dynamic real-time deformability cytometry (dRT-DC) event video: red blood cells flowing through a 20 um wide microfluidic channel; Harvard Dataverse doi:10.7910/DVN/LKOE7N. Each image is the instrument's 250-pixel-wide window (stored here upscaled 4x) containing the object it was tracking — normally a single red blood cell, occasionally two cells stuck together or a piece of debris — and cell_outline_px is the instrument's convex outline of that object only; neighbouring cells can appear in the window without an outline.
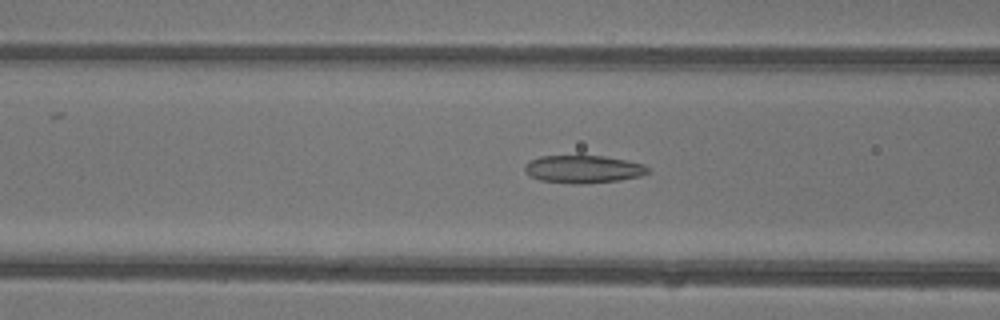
{"species": "common noctule bat (a hibernating species)", "species_latin": "Nyctalus noctula", "temperature_condition": "warm", "stored_images_in_passage": 23, "camera_frame_rate_fps": 3000, "um_per_image_px": 0.085, "animal": {"sex": "female"}, "frame": {"image": 1, "passage_image": 4, "time_ms": 1.0, "image_size_px": [1000, 320], "cell_outline_px": [[652, 172], [640, 176], [620, 180], [576, 184], [572, 184], [540, 180], [524, 172], [524, 164], [540, 156], [604, 156], [644, 164], [652, 168]], "centroid_in_image_um": [49.61, 14.38], "position_along_channel_um": 117.0, "area_um2": 19.94}}
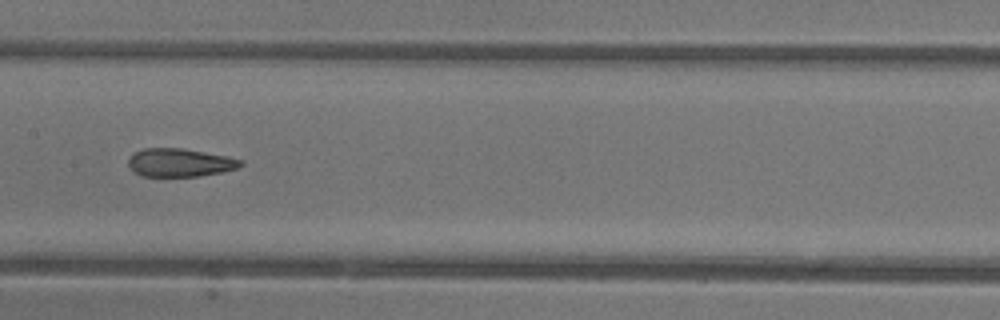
{"frame": {"image": 2, "passage_image": 9, "time_ms": 2.667, "image_size_px": [1000, 320], "cell_outline_px": [[244, 164], [240, 168], [220, 172], [196, 176], [144, 176], [136, 172], [128, 164], [128, 160], [136, 152], [144, 148], [184, 148], [228, 156], [244, 160]], "centroid_in_image_um": [15.37, 13.81], "position_along_channel_um": 192.0, "area_um2": 18.38}}
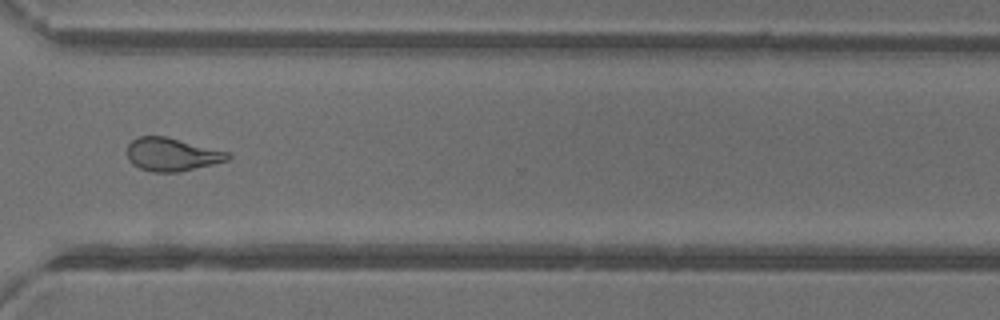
{"frame": {"image": 3, "passage_image": 20, "time_ms": 6.333, "image_size_px": [1000, 320], "cell_outline_px": [[232, 156], [228, 160], [180, 172], [152, 172], [140, 168], [132, 164], [128, 160], [128, 144], [132, 140], [140, 136], [164, 136], [228, 152]], "centroid_in_image_um": [14.59, 13.14], "position_along_channel_um": 356.0, "area_um2": 19.25}, "authors_computed_cell_mechanics": {"area_um2": 19.0162, "velocity_mm_per_s": 4.4818, "shape_relaxation_time_tau1_ms": null, "shape_relaxation_time_tau2_ms": 1.7683, "deformation_change_tau1": null, "deformation_change_tau2": 0.1009}}